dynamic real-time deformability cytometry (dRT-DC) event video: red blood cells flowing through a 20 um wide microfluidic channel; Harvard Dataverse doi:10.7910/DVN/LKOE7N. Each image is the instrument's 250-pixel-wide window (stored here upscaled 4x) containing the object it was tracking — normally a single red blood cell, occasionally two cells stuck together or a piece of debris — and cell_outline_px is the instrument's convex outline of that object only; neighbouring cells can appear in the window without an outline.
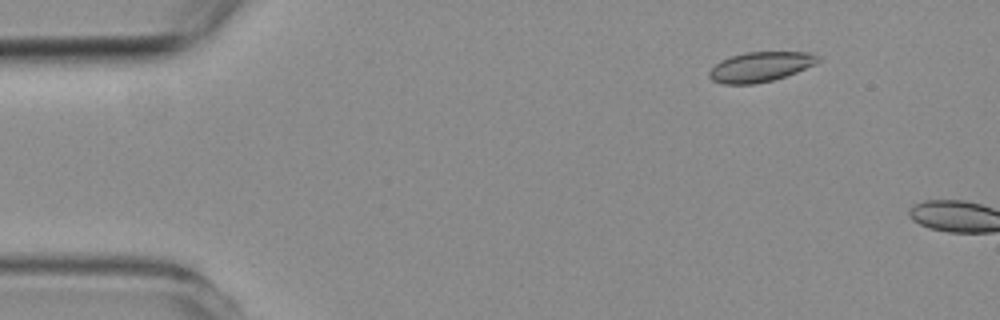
{"species": "common noctule bat (a hibernating species)", "species_latin": "Nyctalus noctula", "temperature_condition": "room temperature", "stored_images_in_passage": 3, "camera_frame_rate_fps": 3000, "um_per_image_px": 0.085, "animal": {"sex": "female", "body_mass_g": 19.3, "forearm_length_mm": 54.1}, "frame": {"image": 1, "passage_image": 2, "time_ms": 1.0, "image_size_px": [1000, 320], "cell_outline_px": [[820, 60], [816, 64], [796, 72], [772, 80], [752, 84], [724, 84], [712, 80], [708, 76], [708, 72], [716, 64], [732, 56], [744, 52], [808, 52], [816, 56]], "centroid_in_image_um": [64.62, 5.68], "position_along_channel_um": 20.4, "area_um2": 18.61}}